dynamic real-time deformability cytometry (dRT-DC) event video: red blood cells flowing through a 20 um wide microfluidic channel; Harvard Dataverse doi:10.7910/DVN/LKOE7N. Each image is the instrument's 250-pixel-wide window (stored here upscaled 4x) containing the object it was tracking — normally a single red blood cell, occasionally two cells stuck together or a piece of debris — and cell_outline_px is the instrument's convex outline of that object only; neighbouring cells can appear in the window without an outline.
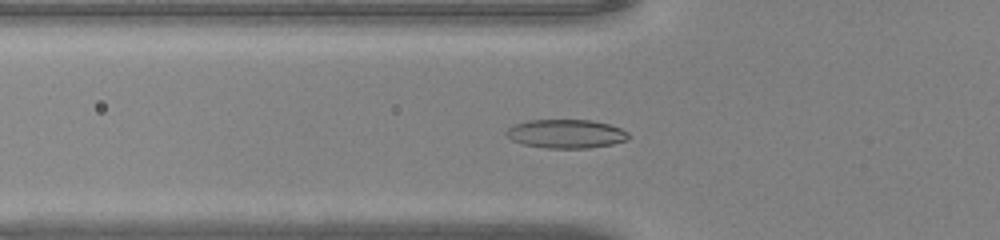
{"species": "common noctule bat (a hibernating species)", "species_latin": "Nyctalus noctula", "temperature_condition": "warm", "stored_images_in_passage": 47, "camera_frame_rate_fps": 3000, "um_per_image_px": 0.085, "animal": {"sex": "male", "body_mass_g": 20.0, "forearm_length_mm": 53.3}, "frame": {"image": 1, "passage_image": 17, "time_ms": 5.333, "image_size_px": [1000, 240], "cell_outline_px": [[632, 136], [628, 140], [612, 144], [588, 148], [548, 148], [524, 144], [512, 140], [504, 132], [508, 128], [516, 124], [528, 120], [592, 120], [608, 124], [620, 128], [628, 132]], "centroid_in_image_um": [48.15, 11.37], "position_along_channel_um": 77.6, "area_um2": 20.46}}
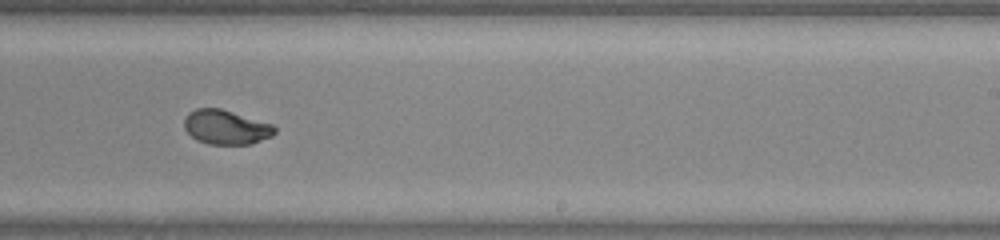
{"frame": {"image": 2, "passage_image": 30, "time_ms": 9.667, "image_size_px": [1000, 240], "cell_outline_px": [[276, 132], [272, 136], [252, 144], [208, 144], [196, 140], [184, 128], [184, 116], [188, 112], [196, 108], [220, 108], [272, 124], [276, 128]], "centroid_in_image_um": [19.19, 10.81], "position_along_channel_um": 269.8, "area_um2": 18.21}}
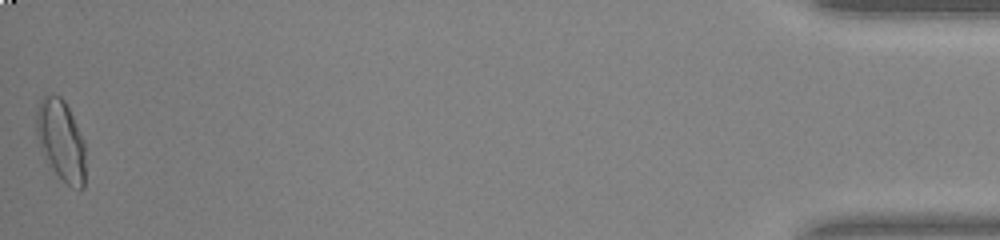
{"frame": {"image": 3, "passage_image": 47, "time_ms": 15.333, "image_size_px": [1000, 240], "cell_outline_px": [[84, 188], [72, 188], [56, 172], [40, 144], [36, 136], [36, 112], [40, 100], [44, 96], [60, 96], [64, 100], [84, 140]], "centroid_in_image_um": [5.19, 11.89], "position_along_channel_um": 430.0, "area_um2": 22.25}}